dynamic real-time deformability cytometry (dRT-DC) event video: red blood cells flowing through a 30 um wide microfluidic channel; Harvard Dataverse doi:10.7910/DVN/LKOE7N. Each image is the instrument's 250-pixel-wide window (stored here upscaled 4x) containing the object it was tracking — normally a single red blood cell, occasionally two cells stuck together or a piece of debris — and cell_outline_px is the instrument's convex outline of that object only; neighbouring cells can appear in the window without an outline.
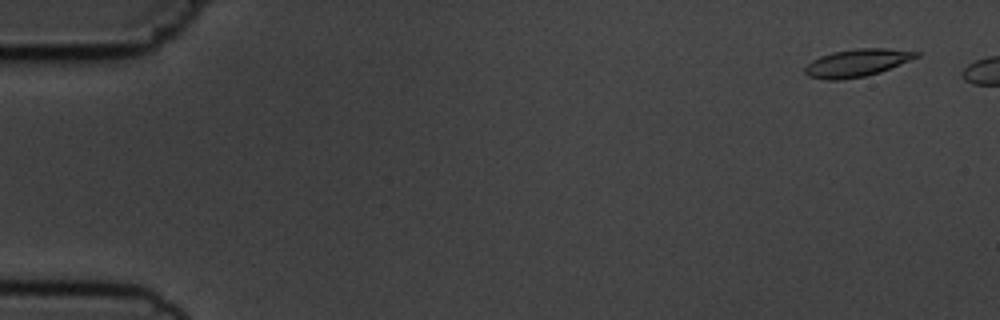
{"species": "common noctule bat (a hibernating species)", "species_latin": "Nyctalus noctula", "temperature_condition": "cold", "stored_images_in_passage": 6, "camera_frame_rate_fps": 3000, "um_per_image_px": 0.085, "animal": {"sex": "male", "body_mass_g": 19.5, "forearm_length_mm": 54.6}, "frame": {"image": 1, "passage_image": 1, "time_ms": 0.0, "image_size_px": [1000, 320], "cell_outline_px": [[920, 56], [880, 72], [864, 76], [836, 80], [824, 80], [808, 76], [804, 72], [804, 68], [812, 60], [820, 56], [832, 52], [856, 48], [888, 48], [920, 52]], "centroid_in_image_um": [72.83, 5.33], "position_along_channel_um": 12.2, "area_um2": 17.86}}